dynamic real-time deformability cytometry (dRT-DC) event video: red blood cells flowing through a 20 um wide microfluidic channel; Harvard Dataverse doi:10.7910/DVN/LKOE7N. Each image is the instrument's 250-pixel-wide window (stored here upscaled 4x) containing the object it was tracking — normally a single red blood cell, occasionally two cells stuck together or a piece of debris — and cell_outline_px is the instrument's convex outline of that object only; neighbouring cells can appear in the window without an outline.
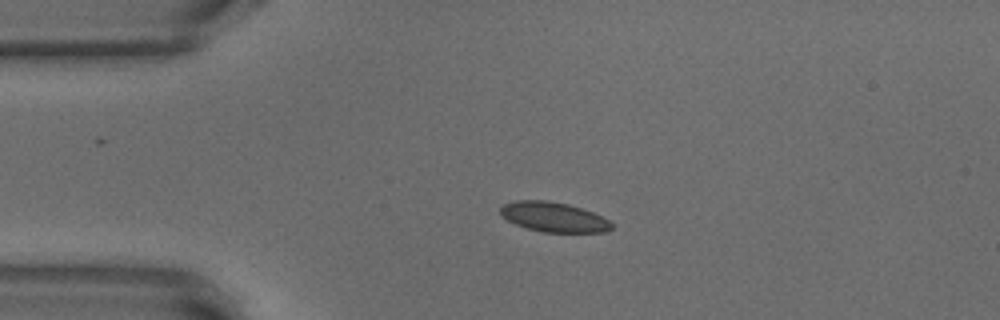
{"species": "common noctule bat (a hibernating species)", "species_latin": "Nyctalus noctula", "temperature_condition": "warm", "stored_images_in_passage": 42, "camera_frame_rate_fps": 3000, "um_per_image_px": 0.085, "animal": {"sex": "male", "body_mass_g": 18.8}, "frame": {"image": 1, "passage_image": 1, "time_ms": 0.0, "image_size_px": [1000, 320], "cell_outline_px": [[612, 228], [608, 232], [544, 232], [528, 228], [516, 224], [500, 216], [500, 208], [504, 204], [516, 200], [548, 200], [568, 204], [592, 212], [608, 220], [612, 224]], "centroid_in_image_um": [47.04, 18.44], "position_along_channel_um": 38.0, "area_um2": 19.19}}
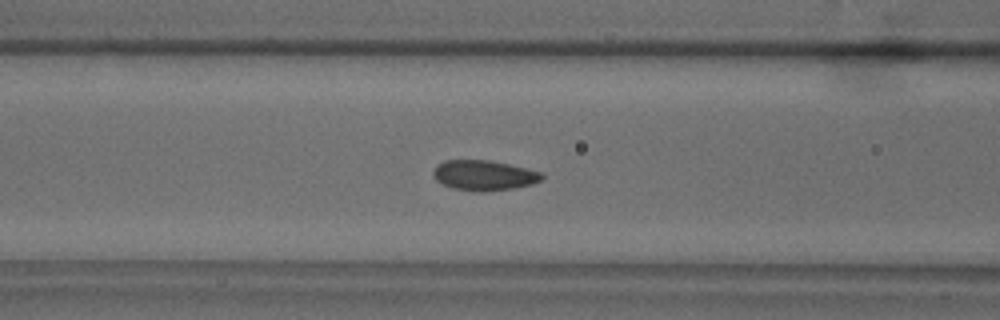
{"frame": {"image": 2, "passage_image": 10, "time_ms": 3.0, "image_size_px": [1000, 320], "cell_outline_px": [[544, 176], [540, 180], [532, 184], [512, 188], [484, 192], [452, 188], [436, 180], [432, 176], [432, 172], [436, 164], [444, 160], [488, 160], [508, 164], [540, 172]], "centroid_in_image_um": [41.08, 14.9], "position_along_channel_um": 125.5, "area_um2": 18.96}}
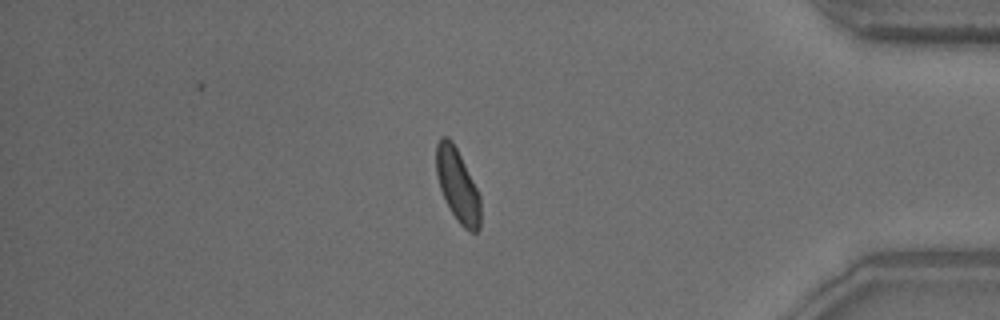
{"frame": {"image": 3, "passage_image": 34, "time_ms": 11.0, "image_size_px": [1000, 320], "cell_outline_px": [[480, 228], [476, 232], [468, 232], [460, 224], [452, 212], [440, 188], [436, 172], [436, 144], [440, 136], [448, 136], [452, 140], [480, 196]], "centroid_in_image_um": [38.88, 15.75], "position_along_channel_um": 396.3, "area_um2": 18.5}, "authors_computed_cell_mechanics": {"area_um2": 18.9295, "velocity_mm_per_s": 3.8143, "shape_relaxation_time_tau1_ms": 3.2309, "shape_relaxation_time_tau2_ms": 1.1009, "deformation_change_tau1": 0.0878, "deformation_change_tau2": 0.0482}}